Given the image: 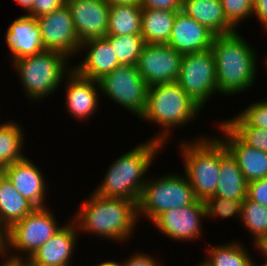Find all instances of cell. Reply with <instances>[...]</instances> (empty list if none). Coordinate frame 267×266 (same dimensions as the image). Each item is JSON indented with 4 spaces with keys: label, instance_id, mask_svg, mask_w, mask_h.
<instances>
[{
    "label": "cell",
    "instance_id": "obj_34",
    "mask_svg": "<svg viewBox=\"0 0 267 266\" xmlns=\"http://www.w3.org/2000/svg\"><path fill=\"white\" fill-rule=\"evenodd\" d=\"M249 127L267 130V100L254 102L237 114Z\"/></svg>",
    "mask_w": 267,
    "mask_h": 266
},
{
    "label": "cell",
    "instance_id": "obj_33",
    "mask_svg": "<svg viewBox=\"0 0 267 266\" xmlns=\"http://www.w3.org/2000/svg\"><path fill=\"white\" fill-rule=\"evenodd\" d=\"M227 21L236 29L241 20L253 16L254 0H220Z\"/></svg>",
    "mask_w": 267,
    "mask_h": 266
},
{
    "label": "cell",
    "instance_id": "obj_45",
    "mask_svg": "<svg viewBox=\"0 0 267 266\" xmlns=\"http://www.w3.org/2000/svg\"><path fill=\"white\" fill-rule=\"evenodd\" d=\"M35 0H16V2L25 9V11H30Z\"/></svg>",
    "mask_w": 267,
    "mask_h": 266
},
{
    "label": "cell",
    "instance_id": "obj_41",
    "mask_svg": "<svg viewBox=\"0 0 267 266\" xmlns=\"http://www.w3.org/2000/svg\"><path fill=\"white\" fill-rule=\"evenodd\" d=\"M257 249V251L262 252V256L267 261V235L260 236L253 244ZM259 249V250H258Z\"/></svg>",
    "mask_w": 267,
    "mask_h": 266
},
{
    "label": "cell",
    "instance_id": "obj_19",
    "mask_svg": "<svg viewBox=\"0 0 267 266\" xmlns=\"http://www.w3.org/2000/svg\"><path fill=\"white\" fill-rule=\"evenodd\" d=\"M67 76L66 108L76 120H87V118L92 117V113L98 107L99 94L97 91H100L99 82L79 75L74 69L69 71Z\"/></svg>",
    "mask_w": 267,
    "mask_h": 266
},
{
    "label": "cell",
    "instance_id": "obj_24",
    "mask_svg": "<svg viewBox=\"0 0 267 266\" xmlns=\"http://www.w3.org/2000/svg\"><path fill=\"white\" fill-rule=\"evenodd\" d=\"M36 207L14 188L3 174H0V221L9 228L22 220Z\"/></svg>",
    "mask_w": 267,
    "mask_h": 266
},
{
    "label": "cell",
    "instance_id": "obj_8",
    "mask_svg": "<svg viewBox=\"0 0 267 266\" xmlns=\"http://www.w3.org/2000/svg\"><path fill=\"white\" fill-rule=\"evenodd\" d=\"M98 82L100 91L110 100L139 118L144 114L149 86L139 74L136 65L121 64Z\"/></svg>",
    "mask_w": 267,
    "mask_h": 266
},
{
    "label": "cell",
    "instance_id": "obj_46",
    "mask_svg": "<svg viewBox=\"0 0 267 266\" xmlns=\"http://www.w3.org/2000/svg\"><path fill=\"white\" fill-rule=\"evenodd\" d=\"M95 266H122V262L118 263L116 261L107 260V261L101 262L100 264H96Z\"/></svg>",
    "mask_w": 267,
    "mask_h": 266
},
{
    "label": "cell",
    "instance_id": "obj_10",
    "mask_svg": "<svg viewBox=\"0 0 267 266\" xmlns=\"http://www.w3.org/2000/svg\"><path fill=\"white\" fill-rule=\"evenodd\" d=\"M63 226L47 207L35 208L22 220L10 227V249L26 252L30 258L44 243L53 237Z\"/></svg>",
    "mask_w": 267,
    "mask_h": 266
},
{
    "label": "cell",
    "instance_id": "obj_17",
    "mask_svg": "<svg viewBox=\"0 0 267 266\" xmlns=\"http://www.w3.org/2000/svg\"><path fill=\"white\" fill-rule=\"evenodd\" d=\"M2 173L14 185V188L36 208L46 207L47 185L40 168L30 159L24 158L8 165ZM45 179V180H44Z\"/></svg>",
    "mask_w": 267,
    "mask_h": 266
},
{
    "label": "cell",
    "instance_id": "obj_15",
    "mask_svg": "<svg viewBox=\"0 0 267 266\" xmlns=\"http://www.w3.org/2000/svg\"><path fill=\"white\" fill-rule=\"evenodd\" d=\"M215 34L184 11H177L168 46L181 54L211 49Z\"/></svg>",
    "mask_w": 267,
    "mask_h": 266
},
{
    "label": "cell",
    "instance_id": "obj_4",
    "mask_svg": "<svg viewBox=\"0 0 267 266\" xmlns=\"http://www.w3.org/2000/svg\"><path fill=\"white\" fill-rule=\"evenodd\" d=\"M201 109L177 82L157 84L148 89L147 106L140 119L163 127V132L151 138L163 145L171 135L169 130L189 124Z\"/></svg>",
    "mask_w": 267,
    "mask_h": 266
},
{
    "label": "cell",
    "instance_id": "obj_20",
    "mask_svg": "<svg viewBox=\"0 0 267 266\" xmlns=\"http://www.w3.org/2000/svg\"><path fill=\"white\" fill-rule=\"evenodd\" d=\"M88 50L80 64L72 67L79 75L100 80L121 64L118 62L110 42L105 37L91 38L81 43V50Z\"/></svg>",
    "mask_w": 267,
    "mask_h": 266
},
{
    "label": "cell",
    "instance_id": "obj_48",
    "mask_svg": "<svg viewBox=\"0 0 267 266\" xmlns=\"http://www.w3.org/2000/svg\"><path fill=\"white\" fill-rule=\"evenodd\" d=\"M258 266V265H257ZM260 266H267V261L264 264H260Z\"/></svg>",
    "mask_w": 267,
    "mask_h": 266
},
{
    "label": "cell",
    "instance_id": "obj_18",
    "mask_svg": "<svg viewBox=\"0 0 267 266\" xmlns=\"http://www.w3.org/2000/svg\"><path fill=\"white\" fill-rule=\"evenodd\" d=\"M6 45L12 62L46 51L37 18L26 14L17 17L7 28Z\"/></svg>",
    "mask_w": 267,
    "mask_h": 266
},
{
    "label": "cell",
    "instance_id": "obj_7",
    "mask_svg": "<svg viewBox=\"0 0 267 266\" xmlns=\"http://www.w3.org/2000/svg\"><path fill=\"white\" fill-rule=\"evenodd\" d=\"M178 175L170 173L156 180L147 178L137 205L138 218L149 217L152 223L164 212L190 205L196 200L186 175Z\"/></svg>",
    "mask_w": 267,
    "mask_h": 266
},
{
    "label": "cell",
    "instance_id": "obj_14",
    "mask_svg": "<svg viewBox=\"0 0 267 266\" xmlns=\"http://www.w3.org/2000/svg\"><path fill=\"white\" fill-rule=\"evenodd\" d=\"M79 41L107 35L109 7L105 0H66Z\"/></svg>",
    "mask_w": 267,
    "mask_h": 266
},
{
    "label": "cell",
    "instance_id": "obj_30",
    "mask_svg": "<svg viewBox=\"0 0 267 266\" xmlns=\"http://www.w3.org/2000/svg\"><path fill=\"white\" fill-rule=\"evenodd\" d=\"M241 222L253 236L255 242L260 236L267 235V207L250 200L242 202Z\"/></svg>",
    "mask_w": 267,
    "mask_h": 266
},
{
    "label": "cell",
    "instance_id": "obj_27",
    "mask_svg": "<svg viewBox=\"0 0 267 266\" xmlns=\"http://www.w3.org/2000/svg\"><path fill=\"white\" fill-rule=\"evenodd\" d=\"M19 124L12 121L0 124V170L3 171L13 162L20 161L27 156L22 154L24 131ZM23 132V133H22ZM23 146V147H22Z\"/></svg>",
    "mask_w": 267,
    "mask_h": 266
},
{
    "label": "cell",
    "instance_id": "obj_13",
    "mask_svg": "<svg viewBox=\"0 0 267 266\" xmlns=\"http://www.w3.org/2000/svg\"><path fill=\"white\" fill-rule=\"evenodd\" d=\"M205 219L204 201L195 200L192 204L172 209L159 215L152 224L159 229L161 234L173 240L194 241L200 238L202 224L201 218Z\"/></svg>",
    "mask_w": 267,
    "mask_h": 266
},
{
    "label": "cell",
    "instance_id": "obj_37",
    "mask_svg": "<svg viewBox=\"0 0 267 266\" xmlns=\"http://www.w3.org/2000/svg\"><path fill=\"white\" fill-rule=\"evenodd\" d=\"M142 9H158L168 11L182 10V0H141Z\"/></svg>",
    "mask_w": 267,
    "mask_h": 266
},
{
    "label": "cell",
    "instance_id": "obj_28",
    "mask_svg": "<svg viewBox=\"0 0 267 266\" xmlns=\"http://www.w3.org/2000/svg\"><path fill=\"white\" fill-rule=\"evenodd\" d=\"M242 245L233 241L221 245L209 244L207 259L204 260L211 266H249L253 259Z\"/></svg>",
    "mask_w": 267,
    "mask_h": 266
},
{
    "label": "cell",
    "instance_id": "obj_5",
    "mask_svg": "<svg viewBox=\"0 0 267 266\" xmlns=\"http://www.w3.org/2000/svg\"><path fill=\"white\" fill-rule=\"evenodd\" d=\"M68 60L69 58L61 52L46 50L17 59L12 65L19 74L26 96L37 102L54 93L63 82L62 77H67L69 71L73 69V66L69 67Z\"/></svg>",
    "mask_w": 267,
    "mask_h": 266
},
{
    "label": "cell",
    "instance_id": "obj_16",
    "mask_svg": "<svg viewBox=\"0 0 267 266\" xmlns=\"http://www.w3.org/2000/svg\"><path fill=\"white\" fill-rule=\"evenodd\" d=\"M225 135L221 139L236 159L247 183L267 177V153L246 144L225 122L218 124Z\"/></svg>",
    "mask_w": 267,
    "mask_h": 266
},
{
    "label": "cell",
    "instance_id": "obj_12",
    "mask_svg": "<svg viewBox=\"0 0 267 266\" xmlns=\"http://www.w3.org/2000/svg\"><path fill=\"white\" fill-rule=\"evenodd\" d=\"M37 20L45 48L61 52L69 59L74 58L73 56L79 52L81 42L67 5L65 4L50 14L37 17Z\"/></svg>",
    "mask_w": 267,
    "mask_h": 266
},
{
    "label": "cell",
    "instance_id": "obj_11",
    "mask_svg": "<svg viewBox=\"0 0 267 266\" xmlns=\"http://www.w3.org/2000/svg\"><path fill=\"white\" fill-rule=\"evenodd\" d=\"M183 54L167 44H144L137 62L139 74L146 84L177 82Z\"/></svg>",
    "mask_w": 267,
    "mask_h": 266
},
{
    "label": "cell",
    "instance_id": "obj_23",
    "mask_svg": "<svg viewBox=\"0 0 267 266\" xmlns=\"http://www.w3.org/2000/svg\"><path fill=\"white\" fill-rule=\"evenodd\" d=\"M182 11L215 35H226L236 31L227 21L220 0H182Z\"/></svg>",
    "mask_w": 267,
    "mask_h": 266
},
{
    "label": "cell",
    "instance_id": "obj_35",
    "mask_svg": "<svg viewBox=\"0 0 267 266\" xmlns=\"http://www.w3.org/2000/svg\"><path fill=\"white\" fill-rule=\"evenodd\" d=\"M66 4V0H35L32 9L26 13L31 17H41L61 8Z\"/></svg>",
    "mask_w": 267,
    "mask_h": 266
},
{
    "label": "cell",
    "instance_id": "obj_6",
    "mask_svg": "<svg viewBox=\"0 0 267 266\" xmlns=\"http://www.w3.org/2000/svg\"><path fill=\"white\" fill-rule=\"evenodd\" d=\"M204 138L183 142L180 148L186 177L200 201L215 196L220 176V138Z\"/></svg>",
    "mask_w": 267,
    "mask_h": 266
},
{
    "label": "cell",
    "instance_id": "obj_49",
    "mask_svg": "<svg viewBox=\"0 0 267 266\" xmlns=\"http://www.w3.org/2000/svg\"><path fill=\"white\" fill-rule=\"evenodd\" d=\"M257 264L254 263V261L249 266H256Z\"/></svg>",
    "mask_w": 267,
    "mask_h": 266
},
{
    "label": "cell",
    "instance_id": "obj_31",
    "mask_svg": "<svg viewBox=\"0 0 267 266\" xmlns=\"http://www.w3.org/2000/svg\"><path fill=\"white\" fill-rule=\"evenodd\" d=\"M224 122L249 146L267 153V130L249 127L238 115Z\"/></svg>",
    "mask_w": 267,
    "mask_h": 266
},
{
    "label": "cell",
    "instance_id": "obj_36",
    "mask_svg": "<svg viewBox=\"0 0 267 266\" xmlns=\"http://www.w3.org/2000/svg\"><path fill=\"white\" fill-rule=\"evenodd\" d=\"M247 197L267 207V177L248 183Z\"/></svg>",
    "mask_w": 267,
    "mask_h": 266
},
{
    "label": "cell",
    "instance_id": "obj_44",
    "mask_svg": "<svg viewBox=\"0 0 267 266\" xmlns=\"http://www.w3.org/2000/svg\"><path fill=\"white\" fill-rule=\"evenodd\" d=\"M1 266H24L22 259L7 258Z\"/></svg>",
    "mask_w": 267,
    "mask_h": 266
},
{
    "label": "cell",
    "instance_id": "obj_47",
    "mask_svg": "<svg viewBox=\"0 0 267 266\" xmlns=\"http://www.w3.org/2000/svg\"><path fill=\"white\" fill-rule=\"evenodd\" d=\"M197 266H211L206 260L202 261V263H199Z\"/></svg>",
    "mask_w": 267,
    "mask_h": 266
},
{
    "label": "cell",
    "instance_id": "obj_3",
    "mask_svg": "<svg viewBox=\"0 0 267 266\" xmlns=\"http://www.w3.org/2000/svg\"><path fill=\"white\" fill-rule=\"evenodd\" d=\"M162 147L161 143L150 139L124 153L112 163L101 185L93 192L104 197L131 200L138 205L147 181L145 173Z\"/></svg>",
    "mask_w": 267,
    "mask_h": 266
},
{
    "label": "cell",
    "instance_id": "obj_22",
    "mask_svg": "<svg viewBox=\"0 0 267 266\" xmlns=\"http://www.w3.org/2000/svg\"><path fill=\"white\" fill-rule=\"evenodd\" d=\"M247 190L248 183L244 174L220 138V176L215 196L243 202L247 197Z\"/></svg>",
    "mask_w": 267,
    "mask_h": 266
},
{
    "label": "cell",
    "instance_id": "obj_32",
    "mask_svg": "<svg viewBox=\"0 0 267 266\" xmlns=\"http://www.w3.org/2000/svg\"><path fill=\"white\" fill-rule=\"evenodd\" d=\"M206 217L213 216L220 218H229L234 215L241 218L242 201L232 200L221 196H212L204 201Z\"/></svg>",
    "mask_w": 267,
    "mask_h": 266
},
{
    "label": "cell",
    "instance_id": "obj_26",
    "mask_svg": "<svg viewBox=\"0 0 267 266\" xmlns=\"http://www.w3.org/2000/svg\"><path fill=\"white\" fill-rule=\"evenodd\" d=\"M141 16L140 4L111 5L107 35H141Z\"/></svg>",
    "mask_w": 267,
    "mask_h": 266
},
{
    "label": "cell",
    "instance_id": "obj_29",
    "mask_svg": "<svg viewBox=\"0 0 267 266\" xmlns=\"http://www.w3.org/2000/svg\"><path fill=\"white\" fill-rule=\"evenodd\" d=\"M120 64L137 65L144 40L141 35H106Z\"/></svg>",
    "mask_w": 267,
    "mask_h": 266
},
{
    "label": "cell",
    "instance_id": "obj_2",
    "mask_svg": "<svg viewBox=\"0 0 267 266\" xmlns=\"http://www.w3.org/2000/svg\"><path fill=\"white\" fill-rule=\"evenodd\" d=\"M211 49L215 57L218 93L230 96L252 87L257 72L256 50L237 31L215 35Z\"/></svg>",
    "mask_w": 267,
    "mask_h": 266
},
{
    "label": "cell",
    "instance_id": "obj_1",
    "mask_svg": "<svg viewBox=\"0 0 267 266\" xmlns=\"http://www.w3.org/2000/svg\"><path fill=\"white\" fill-rule=\"evenodd\" d=\"M72 220L78 230L95 236L124 242L133 237L138 222V207L131 200L109 198L93 194L79 207Z\"/></svg>",
    "mask_w": 267,
    "mask_h": 266
},
{
    "label": "cell",
    "instance_id": "obj_43",
    "mask_svg": "<svg viewBox=\"0 0 267 266\" xmlns=\"http://www.w3.org/2000/svg\"><path fill=\"white\" fill-rule=\"evenodd\" d=\"M110 6L121 4H141V0H105Z\"/></svg>",
    "mask_w": 267,
    "mask_h": 266
},
{
    "label": "cell",
    "instance_id": "obj_38",
    "mask_svg": "<svg viewBox=\"0 0 267 266\" xmlns=\"http://www.w3.org/2000/svg\"><path fill=\"white\" fill-rule=\"evenodd\" d=\"M152 255L145 254L143 251L138 253H133L130 258H126L122 262V266H163L161 265L155 257Z\"/></svg>",
    "mask_w": 267,
    "mask_h": 266
},
{
    "label": "cell",
    "instance_id": "obj_21",
    "mask_svg": "<svg viewBox=\"0 0 267 266\" xmlns=\"http://www.w3.org/2000/svg\"><path fill=\"white\" fill-rule=\"evenodd\" d=\"M78 227L71 220L58 233L44 243L30 259L34 263L49 266H71V257L78 238Z\"/></svg>",
    "mask_w": 267,
    "mask_h": 266
},
{
    "label": "cell",
    "instance_id": "obj_39",
    "mask_svg": "<svg viewBox=\"0 0 267 266\" xmlns=\"http://www.w3.org/2000/svg\"><path fill=\"white\" fill-rule=\"evenodd\" d=\"M8 249L12 251L10 250V228L0 221V255L7 256Z\"/></svg>",
    "mask_w": 267,
    "mask_h": 266
},
{
    "label": "cell",
    "instance_id": "obj_25",
    "mask_svg": "<svg viewBox=\"0 0 267 266\" xmlns=\"http://www.w3.org/2000/svg\"><path fill=\"white\" fill-rule=\"evenodd\" d=\"M177 11L142 9L141 36L146 44H167Z\"/></svg>",
    "mask_w": 267,
    "mask_h": 266
},
{
    "label": "cell",
    "instance_id": "obj_9",
    "mask_svg": "<svg viewBox=\"0 0 267 266\" xmlns=\"http://www.w3.org/2000/svg\"><path fill=\"white\" fill-rule=\"evenodd\" d=\"M177 83L201 108L218 92L212 49L184 54Z\"/></svg>",
    "mask_w": 267,
    "mask_h": 266
},
{
    "label": "cell",
    "instance_id": "obj_40",
    "mask_svg": "<svg viewBox=\"0 0 267 266\" xmlns=\"http://www.w3.org/2000/svg\"><path fill=\"white\" fill-rule=\"evenodd\" d=\"M256 15L262 27L267 29V0H254L253 15ZM264 25V26H263Z\"/></svg>",
    "mask_w": 267,
    "mask_h": 266
},
{
    "label": "cell",
    "instance_id": "obj_42",
    "mask_svg": "<svg viewBox=\"0 0 267 266\" xmlns=\"http://www.w3.org/2000/svg\"><path fill=\"white\" fill-rule=\"evenodd\" d=\"M11 253H12V255L9 254L7 257L8 258H13V259H22V262H23L24 266H49V265H41L39 263H34L30 258L22 257L21 256L22 254L16 253L17 255H13L15 253H13V252H11Z\"/></svg>",
    "mask_w": 267,
    "mask_h": 266
}]
</instances>
